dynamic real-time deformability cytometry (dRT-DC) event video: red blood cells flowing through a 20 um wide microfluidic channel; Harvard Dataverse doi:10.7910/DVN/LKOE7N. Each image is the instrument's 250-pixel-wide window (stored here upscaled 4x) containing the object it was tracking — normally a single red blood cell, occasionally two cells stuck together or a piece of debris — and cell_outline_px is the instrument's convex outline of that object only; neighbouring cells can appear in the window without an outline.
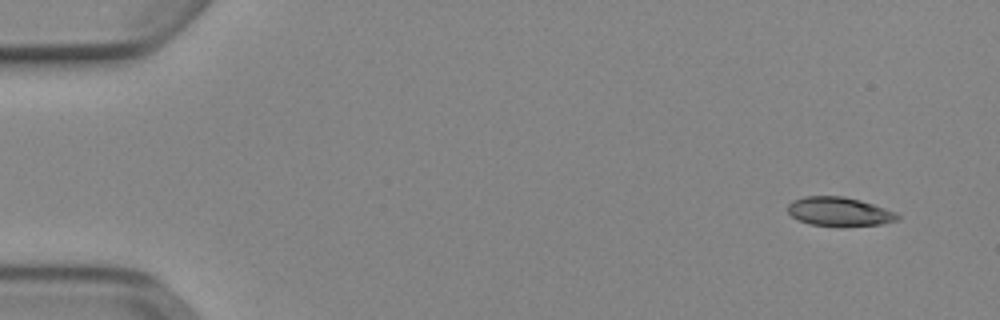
{"species": "Egyptian fruit bat (a non-hibernating species)", "species_latin": "Rousettus aegyptiacus", "temperature_condition": "cold", "stored_images_in_passage": 50, "camera_frame_rate_fps": 3000, "um_per_image_px": 0.085, "animal": {"sex": "female"}, "frame": {"image": 1, "passage_image": 1, "time_ms": 0.0, "image_size_px": [1000, 320], "cell_outline_px": [[900, 220], [880, 224], [844, 228], [808, 224], [792, 216], [788, 212], [788, 204], [792, 200], [804, 196], [844, 196], [860, 200], [896, 212], [900, 216]], "centroid_in_image_um": [71.35, 18.01], "position_along_channel_um": 13.7, "area_um2": 18.96}}
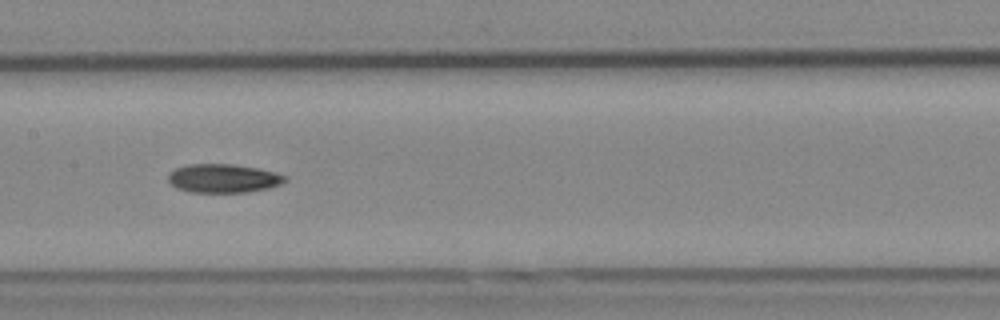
{"frame": {"image": 2, "passage_image": 24, "time_ms": 7.667, "image_size_px": [1000, 320], "cell_outline_px": [[288, 180], [280, 184], [268, 188], [248, 192], [188, 192], [176, 188], [168, 180], [168, 172], [176, 168], [188, 164], [232, 164], [256, 168], [288, 176]], "centroid_in_image_um": [18.96, 15.16], "position_along_channel_um": 188.4, "area_um2": 19.54}}
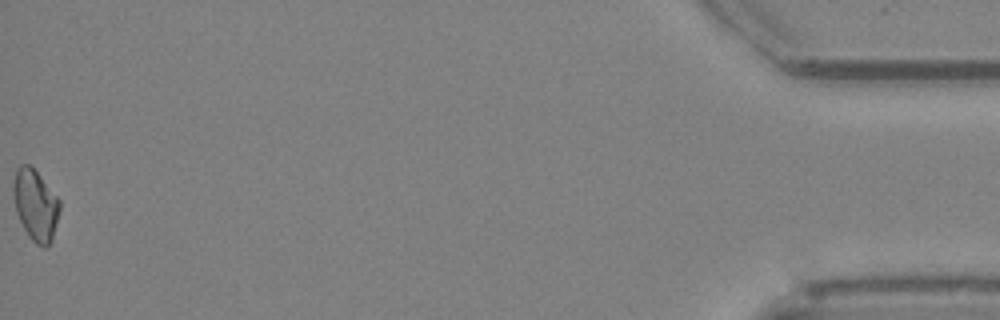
{"frame": {"image": 3, "passage_image": 50, "time_ms": 16.333, "image_size_px": [1000, 320], "cell_outline_px": [[60, 208], [52, 240], [44, 248], [36, 244], [28, 236], [16, 212], [12, 188], [12, 184], [16, 168], [20, 164], [28, 164], [40, 176], [60, 200]], "centroid_in_image_um": [3.0, 17.42], "position_along_channel_um": 432.2, "area_um2": 19.07}}